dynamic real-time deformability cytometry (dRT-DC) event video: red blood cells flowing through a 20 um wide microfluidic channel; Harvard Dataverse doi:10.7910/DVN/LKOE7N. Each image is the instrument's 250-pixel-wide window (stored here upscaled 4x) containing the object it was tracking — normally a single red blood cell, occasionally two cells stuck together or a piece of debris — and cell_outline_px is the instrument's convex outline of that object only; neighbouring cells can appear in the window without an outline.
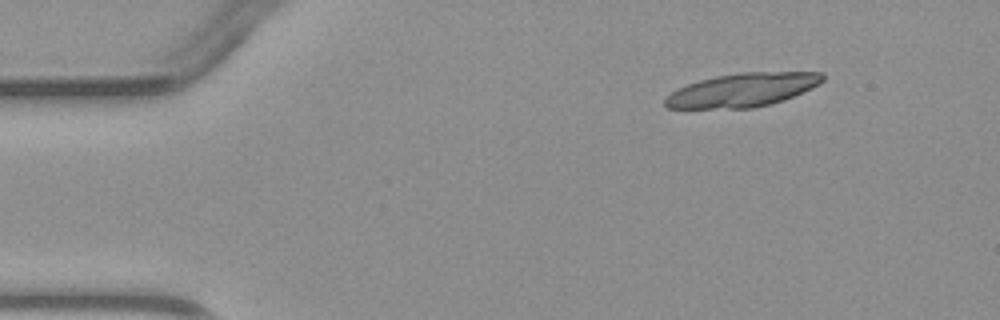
{"species": "common noctule bat (a hibernating species)", "species_latin": "Nyctalus noctula", "temperature_condition": "warm", "stored_images_in_passage": 3, "camera_frame_rate_fps": 3000, "um_per_image_px": 0.085, "animal": {"sex": "male", "body_mass_g": 23.1, "forearm_length_mm": 52.7}, "frame": {"image": 1, "passage_image": 1, "time_ms": 0.0, "image_size_px": [1000, 320], "cell_outline_px": [[824, 80], [812, 88], [784, 100], [772, 104], [752, 108], [668, 108], [664, 104], [664, 100], [672, 92], [688, 84], [700, 80], [716, 76], [740, 72], [824, 72]], "centroid_in_image_um": [63.15, 7.64], "position_along_channel_um": 21.8, "area_um2": 30.69}}